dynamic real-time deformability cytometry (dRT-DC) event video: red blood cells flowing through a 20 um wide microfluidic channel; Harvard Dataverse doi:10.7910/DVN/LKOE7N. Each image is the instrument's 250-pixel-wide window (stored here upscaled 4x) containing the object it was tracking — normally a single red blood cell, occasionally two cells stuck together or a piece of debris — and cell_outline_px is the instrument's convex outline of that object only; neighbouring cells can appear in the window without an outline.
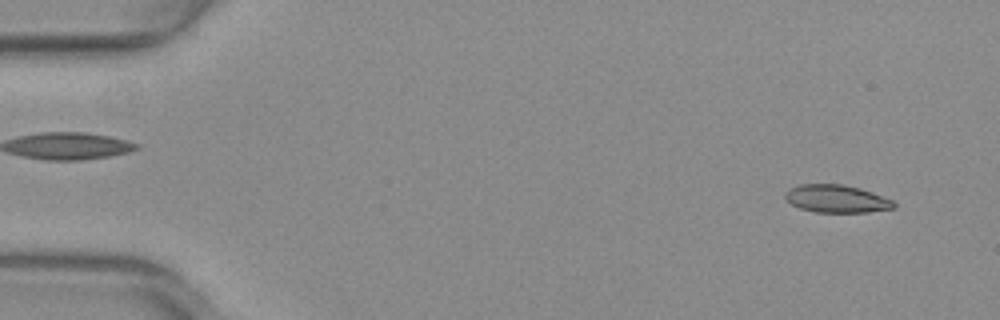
{"species": "common noctule bat (a hibernating species)", "species_latin": "Nyctalus noctula", "temperature_condition": "warm", "stored_images_in_passage": 51, "camera_frame_rate_fps": 3000, "um_per_image_px": 0.085, "animal": {"sex": "female", "body_mass_g": 29.2, "forearm_length_mm": 56.3}, "frame": {"image": 1, "passage_image": 3, "time_ms": 0.667, "image_size_px": [1000, 320], "cell_outline_px": [[896, 208], [868, 212], [816, 212], [800, 208], [792, 204], [784, 196], [784, 192], [788, 188], [800, 184], [844, 184], [860, 188], [872, 192], [892, 200], [896, 204]], "centroid_in_image_um": [71.1, 16.89], "position_along_channel_um": 13.9, "area_um2": 17.63}}
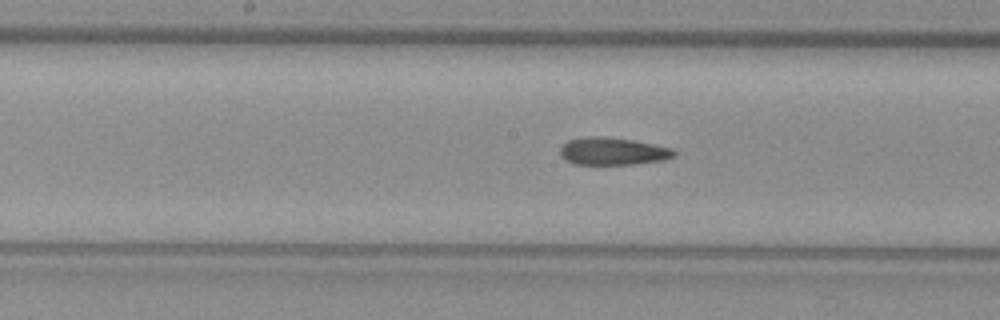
{"frame": {"image": 2, "passage_image": 26, "time_ms": 8.333, "image_size_px": [1000, 320], "cell_outline_px": [[676, 156], [664, 160], [632, 164], [576, 164], [560, 156], [560, 148], [568, 140], [588, 136], [604, 136], [632, 140], [672, 148], [676, 152]], "centroid_in_image_um": [52.1, 12.85], "position_along_channel_um": 196.1, "area_um2": 18.15}}
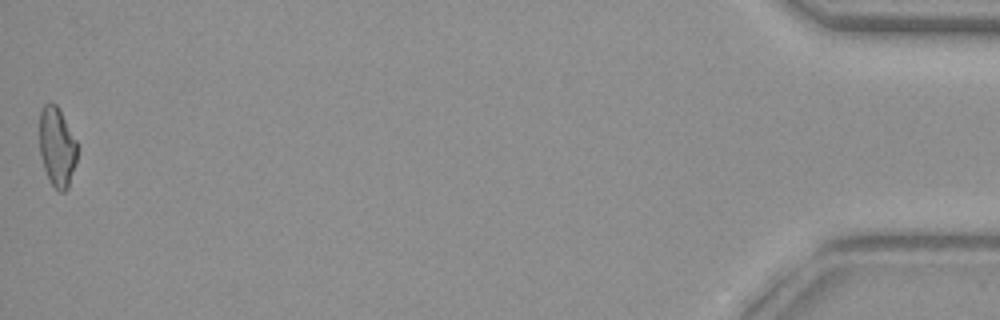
{"frame": {"image": 3, "passage_image": 51, "time_ms": 16.667, "image_size_px": [1000, 320], "cell_outline_px": [[76, 164], [68, 188], [64, 192], [60, 192], [52, 184], [44, 168], [40, 156], [40, 108], [44, 104], [52, 100], [56, 104], [76, 140]], "centroid_in_image_um": [4.83, 12.46], "position_along_channel_um": 430.4, "area_um2": 17.4}, "authors_computed_cell_mechanics": {"area_um2": 18.3804, "velocity_mm_per_s": 4.021, "shape_relaxation_time_tau1_ms": null, "shape_relaxation_time_tau2_ms": 5.8941, "deformation_change_tau1": null, "deformation_change_tau2": 0.1635}}